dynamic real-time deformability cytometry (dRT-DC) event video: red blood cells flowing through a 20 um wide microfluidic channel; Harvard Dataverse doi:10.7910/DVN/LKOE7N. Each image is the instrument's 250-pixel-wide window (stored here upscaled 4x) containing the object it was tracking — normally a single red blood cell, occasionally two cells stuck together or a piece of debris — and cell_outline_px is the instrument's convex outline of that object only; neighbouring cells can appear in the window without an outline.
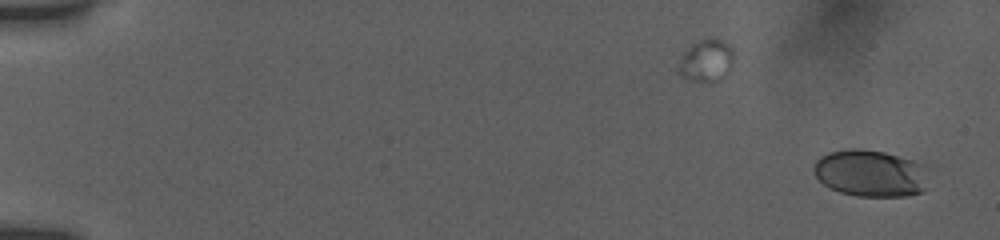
{"species": "human", "species_latin": "Homo sapiens", "temperature_condition": "room temperature", "stored_images_in_passage": 36, "camera_frame_rate_fps": 3000, "um_per_image_px": 0.085, "donor": {"sex": "female"}, "frame": {"image": 1, "passage_image": 1, "time_ms": 0.0, "image_size_px": [1000, 240], "cell_outline_px": [[928, 188], [924, 192], [908, 196], [856, 196], [840, 192], [824, 184], [816, 176], [812, 168], [816, 160], [820, 156], [828, 152], [848, 148], [860, 148], [884, 152], [912, 160], [924, 164]], "centroid_in_image_um": [74.0, 14.72], "position_along_channel_um": 11.0, "area_um2": 31.67}}
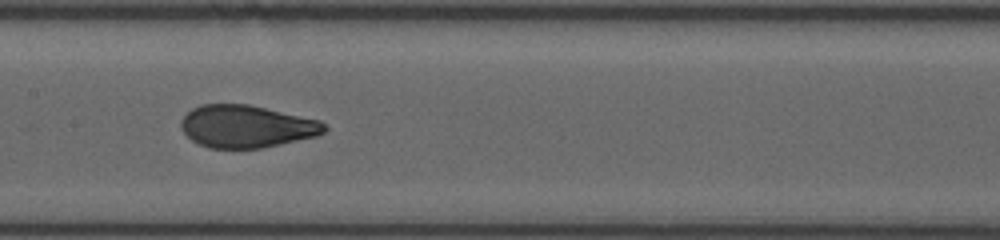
{"frame": {"image": 2, "passage_image": 20, "time_ms": 9.0, "image_size_px": [1000, 240], "cell_outline_px": [[328, 128], [324, 132], [316, 136], [280, 144], [260, 148], [208, 148], [192, 140], [184, 132], [180, 124], [180, 120], [192, 108], [200, 104], [248, 104], [320, 120]], "centroid_in_image_um": [20.94, 10.74], "position_along_channel_um": 186.5, "area_um2": 35.32}}
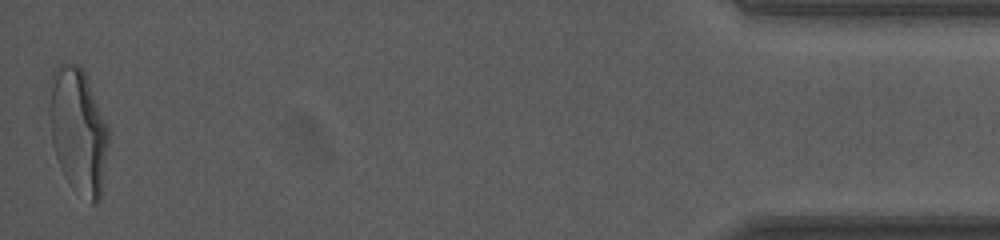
{"frame": {"image": 3, "passage_image": 36, "time_ms": 17.333, "image_size_px": [1000, 240], "cell_outline_px": [[108, 144], [100, 200], [96, 204], [92, 204], [64, 176], [60, 168], [52, 144], [48, 120], [48, 104], [52, 72], [60, 64], [80, 64], [88, 80], [108, 128]], "centroid_in_image_um": [6.61, 11.08], "position_along_channel_um": 428.6, "area_um2": 43.0}, "authors_computed_cell_mechanics": {"area_um2": 35.6048, "velocity_mm_per_s": 3.874, "shape_relaxation_time_tau1_ms": 5.8513, "shape_relaxation_time_tau2_ms": 0.6646, "deformation_change_tau1": 0.2217, "deformation_change_tau2": 0.065}}